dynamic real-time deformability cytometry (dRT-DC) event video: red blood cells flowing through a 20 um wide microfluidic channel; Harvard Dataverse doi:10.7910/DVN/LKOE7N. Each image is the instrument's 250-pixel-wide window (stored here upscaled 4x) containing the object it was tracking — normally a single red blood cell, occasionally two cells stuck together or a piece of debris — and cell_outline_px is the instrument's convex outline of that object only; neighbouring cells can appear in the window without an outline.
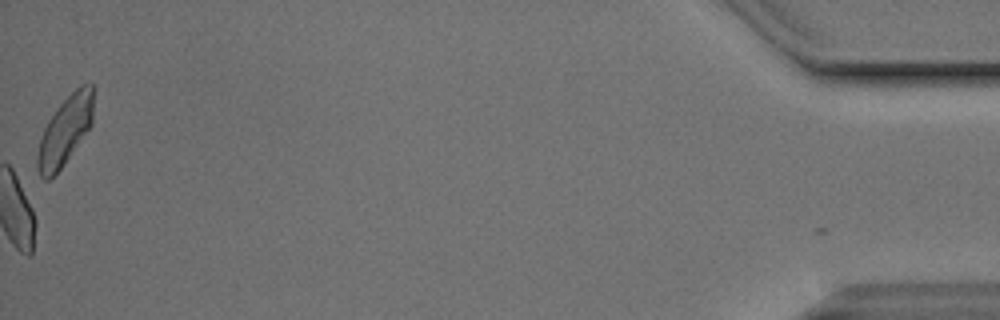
{"species": "Egyptian fruit bat (a non-hibernating species)", "species_latin": "Rousettus aegyptiacus", "temperature_condition": "cold", "stored_images_in_passage": 14, "camera_frame_rate_fps": 3000, "um_per_image_px": 0.085, "animal": {"sex": "male"}, "frame": {"image": 1, "passage_image": 14, "time_ms": 4.333, "image_size_px": [1000, 320], "cell_outline_px": [[96, 88], [92, 124], [60, 168], [48, 180], [44, 180], [40, 176], [36, 168], [36, 156], [40, 140], [44, 128], [48, 120], [56, 108], [80, 84], [92, 84]], "centroid_in_image_um": [5.55, 11.05], "position_along_channel_um": 429.6, "area_um2": 22.48}}